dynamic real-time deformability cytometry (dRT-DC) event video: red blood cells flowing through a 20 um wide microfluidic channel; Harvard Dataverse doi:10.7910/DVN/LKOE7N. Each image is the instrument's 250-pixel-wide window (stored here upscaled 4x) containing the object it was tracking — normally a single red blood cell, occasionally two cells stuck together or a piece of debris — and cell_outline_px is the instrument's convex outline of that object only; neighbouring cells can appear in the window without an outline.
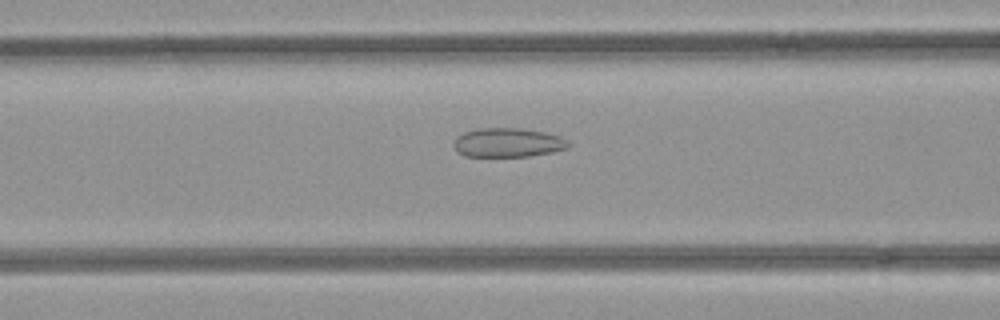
{"species": "common noctule bat (a hibernating species)", "species_latin": "Nyctalus noctula", "temperature_condition": "room temperature", "stored_images_in_passage": 31, "camera_frame_rate_fps": 3000, "um_per_image_px": 0.085, "animal": {"sex": "female", "body_mass_g": 21.9}, "frame": {"image": 1, "passage_image": 6, "time_ms": 1.667, "image_size_px": [1000, 320], "cell_outline_px": [[572, 144], [568, 148], [552, 152], [528, 156], [464, 156], [456, 152], [452, 144], [456, 136], [464, 132], [476, 128], [520, 128], [544, 132], [560, 136], [568, 140]], "centroid_in_image_um": [43.15, 12.11], "position_along_channel_um": 123.5, "area_um2": 19.71}}
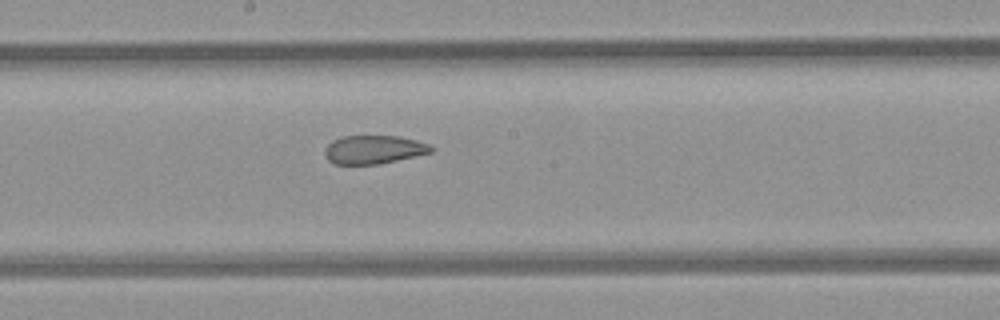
{"frame": {"image": 2, "passage_image": 13, "time_ms": 4.0, "image_size_px": [1000, 320], "cell_outline_px": [[436, 148], [432, 152], [380, 164], [336, 164], [328, 160], [324, 152], [324, 148], [332, 140], [344, 136], [400, 136], [416, 140], [428, 144]], "centroid_in_image_um": [31.77, 12.71], "position_along_channel_um": 216.4, "area_um2": 17.69}}
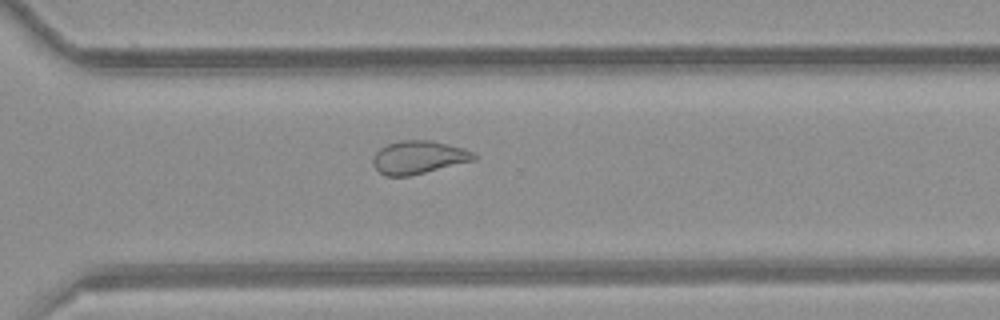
{"frame": {"image": 3, "passage_image": 22, "time_ms": 7.0, "image_size_px": [1000, 320], "cell_outline_px": [[476, 160], [408, 176], [384, 176], [372, 164], [372, 160], [376, 152], [380, 148], [388, 144], [400, 140], [432, 140], [464, 148], [472, 152], [476, 156]], "centroid_in_image_um": [35.57, 13.37], "position_along_channel_um": 335.0, "area_um2": 19.42}, "authors_computed_cell_mechanics": {"area_um2": 18.6694, "velocity_mm_per_s": 3.9701, "shape_relaxation_time_tau1_ms": null, "shape_relaxation_time_tau2_ms": 1.699, "deformation_change_tau1": null, "deformation_change_tau2": 0.0731}}